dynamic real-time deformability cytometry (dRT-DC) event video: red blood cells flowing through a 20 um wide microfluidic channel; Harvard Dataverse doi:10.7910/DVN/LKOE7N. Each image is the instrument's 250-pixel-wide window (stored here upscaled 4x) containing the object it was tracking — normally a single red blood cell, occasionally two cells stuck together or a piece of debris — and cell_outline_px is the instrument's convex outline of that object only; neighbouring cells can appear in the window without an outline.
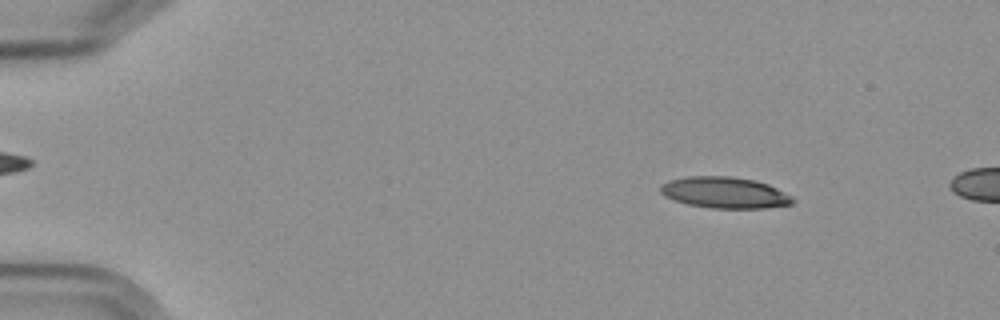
{"species": "Egyptian fruit bat (a non-hibernating species)", "species_latin": "Rousettus aegyptiacus", "temperature_condition": "cold", "stored_images_in_passage": 5, "camera_frame_rate_fps": 3000, "um_per_image_px": 0.085, "frame": {"image": 1, "passage_image": 3, "time_ms": 2.0, "image_size_px": [1000, 320], "cell_outline_px": [[796, 200], [792, 204], [764, 208], [712, 208], [688, 204], [664, 196], [660, 192], [660, 184], [668, 180], [688, 176], [732, 176], [756, 180], [768, 184], [792, 196]], "centroid_in_image_um": [61.6, 16.36], "position_along_channel_um": 23.4, "area_um2": 24.16}}